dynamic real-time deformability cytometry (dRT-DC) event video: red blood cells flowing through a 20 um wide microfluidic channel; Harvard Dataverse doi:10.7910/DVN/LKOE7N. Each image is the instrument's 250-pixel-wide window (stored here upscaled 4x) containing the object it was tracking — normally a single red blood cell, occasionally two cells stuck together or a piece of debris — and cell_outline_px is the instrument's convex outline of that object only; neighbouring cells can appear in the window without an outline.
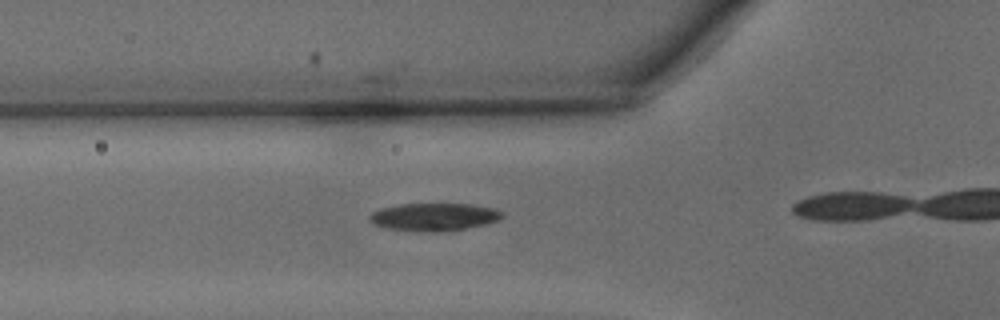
{"species": "common noctule bat (a hibernating species)", "species_latin": "Nyctalus noctula", "temperature_condition": "warm", "stored_images_in_passage": 14, "camera_frame_rate_fps": 3000, "um_per_image_px": 0.085, "animal": {"sex": "male", "body_mass_g": 15.6}, "frame": {"image": 1, "passage_image": 10, "time_ms": 3.0, "image_size_px": [1000, 320], "cell_outline_px": [[504, 216], [500, 220], [452, 232], [428, 232], [388, 228], [376, 224], [368, 220], [368, 216], [372, 212], [380, 208], [400, 204], [472, 204], [496, 208], [504, 212]], "centroid_in_image_um": [36.95, 18.44], "position_along_channel_um": 88.8, "area_um2": 21.73}}